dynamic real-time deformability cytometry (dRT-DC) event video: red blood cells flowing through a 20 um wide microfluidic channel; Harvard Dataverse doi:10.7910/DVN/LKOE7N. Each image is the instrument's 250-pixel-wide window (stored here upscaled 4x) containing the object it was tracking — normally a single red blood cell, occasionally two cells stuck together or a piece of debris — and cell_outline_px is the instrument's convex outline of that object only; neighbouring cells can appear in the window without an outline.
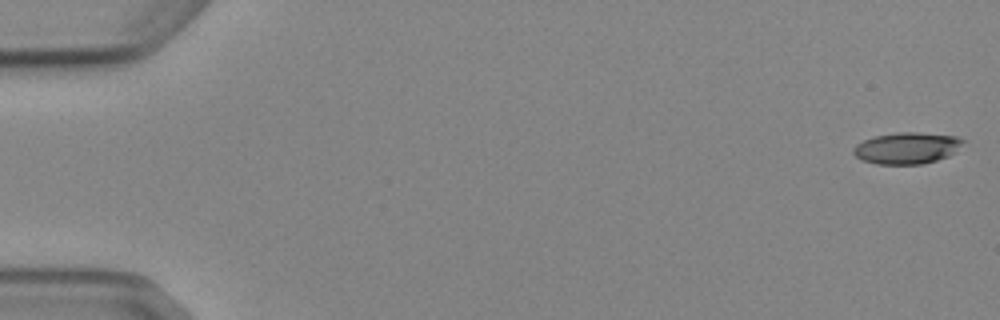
{"species": "Egyptian fruit bat (a non-hibernating species)", "species_latin": "Rousettus aegyptiacus", "temperature_condition": "cold", "stored_images_in_passage": 7, "camera_frame_rate_fps": 3000, "um_per_image_px": 0.085, "animal": {"sex": "female"}, "frame": {"image": 1, "passage_image": 1, "time_ms": 0.0, "image_size_px": [1000, 320], "cell_outline_px": [[964, 140], [956, 152], [948, 156], [936, 160], [920, 164], [876, 164], [864, 160], [856, 156], [852, 152], [852, 148], [856, 144], [864, 140], [876, 136], [900, 132], [916, 132], [956, 136]], "centroid_in_image_um": [77.08, 12.58], "position_along_channel_um": 7.9, "area_um2": 19.94}}
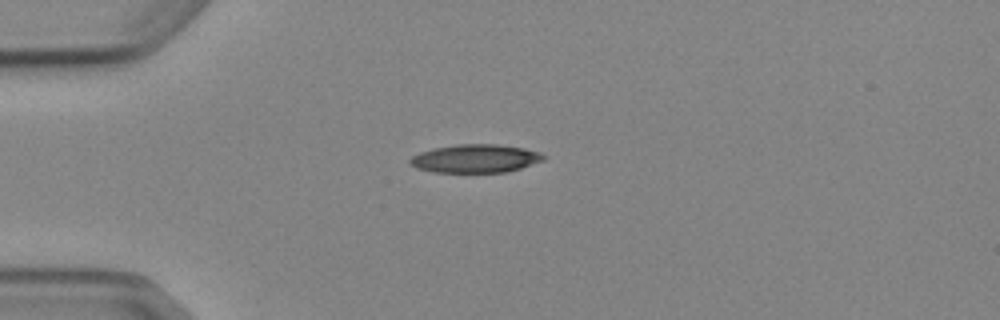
{"frame": {"image": 2, "passage_image": 4, "time_ms": 4.333, "image_size_px": [1000, 320], "cell_outline_px": [[548, 156], [544, 160], [508, 172], [432, 172], [416, 168], [408, 164], [408, 160], [412, 156], [420, 152], [432, 148], [456, 144], [500, 144], [524, 148], [540, 152]], "centroid_in_image_um": [40.4, 13.47], "position_along_channel_um": 44.6, "area_um2": 22.31}}
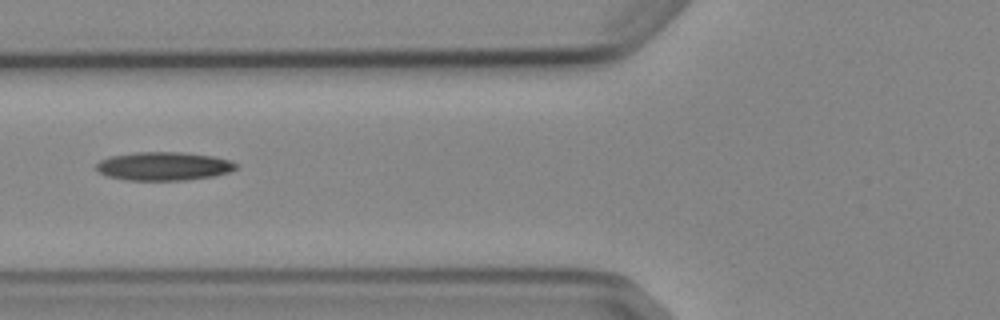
{"frame": {"image": 3, "passage_image": 6, "time_ms": 6.667, "image_size_px": [1000, 320], "cell_outline_px": [[236, 168], [228, 172], [212, 176], [184, 180], [128, 180], [108, 176], [100, 172], [96, 168], [96, 164], [100, 160], [112, 156], [136, 152], [180, 152], [212, 156], [228, 160], [236, 164]], "centroid_in_image_um": [13.88, 14.12], "position_along_channel_um": 111.9, "area_um2": 22.83}}